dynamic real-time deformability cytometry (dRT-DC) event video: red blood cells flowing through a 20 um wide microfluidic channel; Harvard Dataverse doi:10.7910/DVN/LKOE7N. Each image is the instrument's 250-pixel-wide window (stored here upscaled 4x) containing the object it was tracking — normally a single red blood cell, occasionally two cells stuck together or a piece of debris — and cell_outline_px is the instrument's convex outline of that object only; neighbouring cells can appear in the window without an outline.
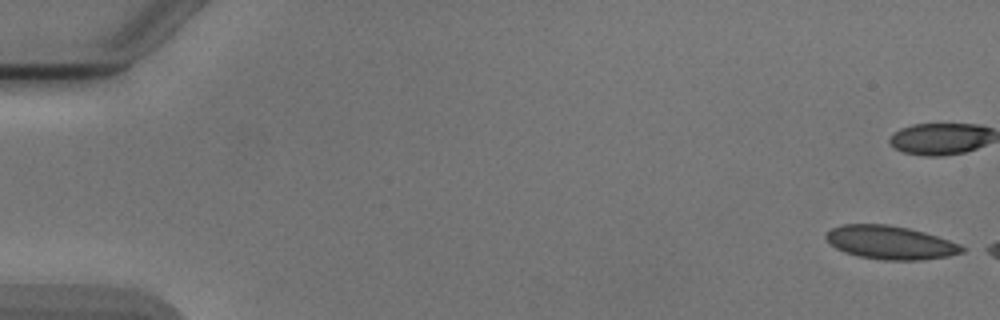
{"species": "Egyptian fruit bat (a non-hibernating species)", "species_latin": "Rousettus aegyptiacus", "temperature_condition": "cold", "stored_images_in_passage": 13, "camera_frame_rate_fps": 3000, "um_per_image_px": 0.085, "animal": {"sex": "male"}, "frame": {"image": 1, "passage_image": 1, "time_ms": 0.0, "image_size_px": [1000, 320], "cell_outline_px": [[968, 248], [964, 252], [948, 256], [924, 260], [884, 260], [860, 256], [844, 252], [836, 248], [824, 236], [832, 228], [844, 224], [884, 224], [908, 228], [924, 232], [960, 244]], "centroid_in_image_um": [75.72, 20.62], "position_along_channel_um": 9.3, "area_um2": 26.36}}